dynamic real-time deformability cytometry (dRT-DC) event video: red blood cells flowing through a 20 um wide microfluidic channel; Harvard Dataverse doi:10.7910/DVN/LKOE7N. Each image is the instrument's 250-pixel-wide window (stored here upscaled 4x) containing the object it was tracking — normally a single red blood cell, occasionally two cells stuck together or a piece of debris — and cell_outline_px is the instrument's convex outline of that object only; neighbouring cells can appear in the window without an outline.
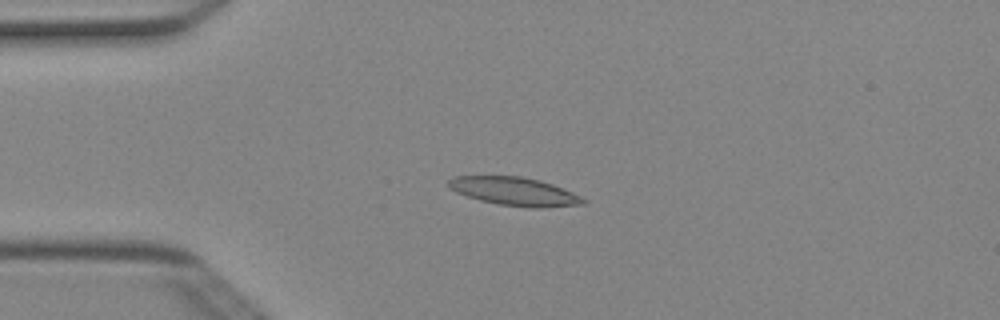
{"species": "Egyptian fruit bat (a non-hibernating species)", "species_latin": "Rousettus aegyptiacus", "temperature_condition": "cold", "stored_images_in_passage": 5, "camera_frame_rate_fps": 3000, "um_per_image_px": 0.085, "animal": {"sex": "female"}, "frame": {"image": 1, "passage_image": 3, "time_ms": 0.667, "image_size_px": [1000, 320], "cell_outline_px": [[588, 200], [584, 204], [540, 208], [532, 208], [500, 204], [480, 200], [456, 192], [448, 188], [448, 180], [452, 176], [520, 176], [540, 180], [552, 184], [572, 192]], "centroid_in_image_um": [43.73, 16.26], "position_along_channel_um": 41.3, "area_um2": 22.2}}
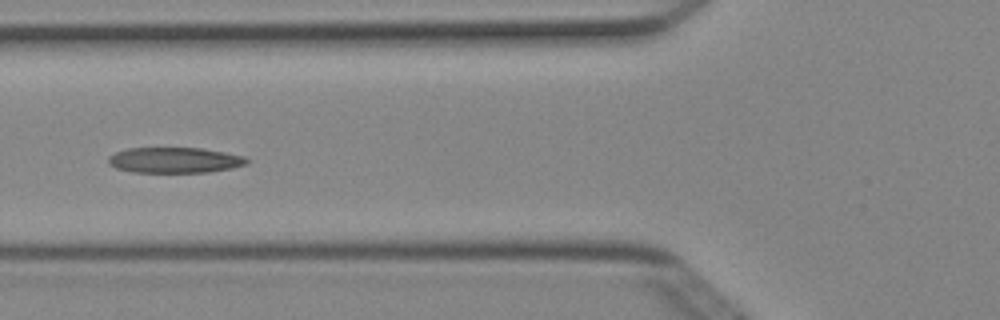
{"frame": {"image": 2, "passage_image": 5, "time_ms": 1.333, "image_size_px": [1000, 320], "cell_outline_px": [[248, 164], [232, 168], [208, 172], [132, 172], [116, 168], [108, 164], [108, 156], [116, 152], [128, 148], [200, 148], [224, 152], [244, 156], [248, 160]], "centroid_in_image_um": [14.83, 13.61], "position_along_channel_um": 111.0, "area_um2": 20.63}}